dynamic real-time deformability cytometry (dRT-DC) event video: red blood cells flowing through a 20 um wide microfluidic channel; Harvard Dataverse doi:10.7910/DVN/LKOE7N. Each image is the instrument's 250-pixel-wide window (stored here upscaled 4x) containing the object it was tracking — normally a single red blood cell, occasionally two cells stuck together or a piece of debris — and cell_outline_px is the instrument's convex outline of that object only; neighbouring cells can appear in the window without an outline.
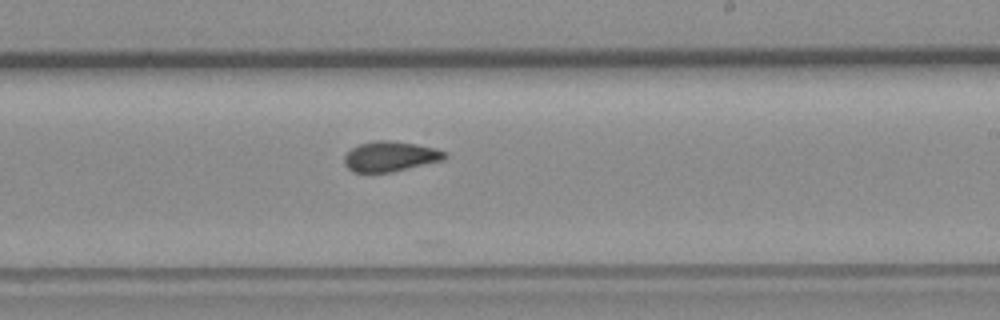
{"species": "common noctule bat (a hibernating species)", "species_latin": "Nyctalus noctula", "temperature_condition": "room temperature", "stored_images_in_passage": 10, "camera_frame_rate_fps": 3000, "um_per_image_px": 0.085, "animal": {"sex": "female", "body_mass_g": 19.3, "forearm_length_mm": 54.1}, "frame": {"image": 1, "passage_image": 10, "time_ms": 3.0, "image_size_px": [1000, 320], "cell_outline_px": [[448, 156], [444, 160], [392, 172], [352, 172], [344, 164], [344, 156], [352, 148], [360, 144], [376, 140], [392, 140], [416, 144], [436, 148], [448, 152]], "centroid_in_image_um": [33.21, 13.29], "position_along_channel_um": 255.8, "area_um2": 17.8}}